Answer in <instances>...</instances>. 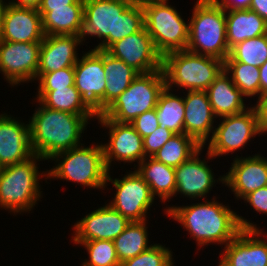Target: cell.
Wrapping results in <instances>:
<instances>
[{
  "label": "cell",
  "mask_w": 267,
  "mask_h": 266,
  "mask_svg": "<svg viewBox=\"0 0 267 266\" xmlns=\"http://www.w3.org/2000/svg\"><path fill=\"white\" fill-rule=\"evenodd\" d=\"M205 201L183 207L171 206L165 211L167 216L184 226L198 246L215 242L227 245L242 229L258 230L255 224L243 219L228 206L214 199L212 202Z\"/></svg>",
  "instance_id": "cell-1"
},
{
  "label": "cell",
  "mask_w": 267,
  "mask_h": 266,
  "mask_svg": "<svg viewBox=\"0 0 267 266\" xmlns=\"http://www.w3.org/2000/svg\"><path fill=\"white\" fill-rule=\"evenodd\" d=\"M144 27L141 2L133 0H84L82 41L86 35L102 38L94 49L107 50L113 43Z\"/></svg>",
  "instance_id": "cell-2"
},
{
  "label": "cell",
  "mask_w": 267,
  "mask_h": 266,
  "mask_svg": "<svg viewBox=\"0 0 267 266\" xmlns=\"http://www.w3.org/2000/svg\"><path fill=\"white\" fill-rule=\"evenodd\" d=\"M96 116L58 111L41 104L29 121L33 154L48 160L56 153L80 146L89 118Z\"/></svg>",
  "instance_id": "cell-3"
},
{
  "label": "cell",
  "mask_w": 267,
  "mask_h": 266,
  "mask_svg": "<svg viewBox=\"0 0 267 266\" xmlns=\"http://www.w3.org/2000/svg\"><path fill=\"white\" fill-rule=\"evenodd\" d=\"M193 8L186 50L224 61L230 52L226 39V10L213 0H197Z\"/></svg>",
  "instance_id": "cell-4"
},
{
  "label": "cell",
  "mask_w": 267,
  "mask_h": 266,
  "mask_svg": "<svg viewBox=\"0 0 267 266\" xmlns=\"http://www.w3.org/2000/svg\"><path fill=\"white\" fill-rule=\"evenodd\" d=\"M223 70L224 61L188 50L162 57V71L169 90L174 84L187 91H206Z\"/></svg>",
  "instance_id": "cell-5"
},
{
  "label": "cell",
  "mask_w": 267,
  "mask_h": 266,
  "mask_svg": "<svg viewBox=\"0 0 267 266\" xmlns=\"http://www.w3.org/2000/svg\"><path fill=\"white\" fill-rule=\"evenodd\" d=\"M60 158L63 160L42 176L65 179L90 188H105L109 170L105 164L102 144L92 147H82L81 144L56 153L50 159L58 161Z\"/></svg>",
  "instance_id": "cell-6"
},
{
  "label": "cell",
  "mask_w": 267,
  "mask_h": 266,
  "mask_svg": "<svg viewBox=\"0 0 267 266\" xmlns=\"http://www.w3.org/2000/svg\"><path fill=\"white\" fill-rule=\"evenodd\" d=\"M168 0H142L144 27L151 36L158 53L186 50L189 41V24Z\"/></svg>",
  "instance_id": "cell-7"
},
{
  "label": "cell",
  "mask_w": 267,
  "mask_h": 266,
  "mask_svg": "<svg viewBox=\"0 0 267 266\" xmlns=\"http://www.w3.org/2000/svg\"><path fill=\"white\" fill-rule=\"evenodd\" d=\"M44 160L33 155L28 160L5 166L0 175V207L15 212H27L41 197L39 171L36 161Z\"/></svg>",
  "instance_id": "cell-8"
},
{
  "label": "cell",
  "mask_w": 267,
  "mask_h": 266,
  "mask_svg": "<svg viewBox=\"0 0 267 266\" xmlns=\"http://www.w3.org/2000/svg\"><path fill=\"white\" fill-rule=\"evenodd\" d=\"M165 87L162 69L140 73L102 115L120 123H131L138 115L156 108Z\"/></svg>",
  "instance_id": "cell-9"
},
{
  "label": "cell",
  "mask_w": 267,
  "mask_h": 266,
  "mask_svg": "<svg viewBox=\"0 0 267 266\" xmlns=\"http://www.w3.org/2000/svg\"><path fill=\"white\" fill-rule=\"evenodd\" d=\"M265 132L256 106L242 113L223 117L209 141L208 158L243 148L252 137Z\"/></svg>",
  "instance_id": "cell-10"
},
{
  "label": "cell",
  "mask_w": 267,
  "mask_h": 266,
  "mask_svg": "<svg viewBox=\"0 0 267 266\" xmlns=\"http://www.w3.org/2000/svg\"><path fill=\"white\" fill-rule=\"evenodd\" d=\"M111 181L115 186L116 195L109 205L126 217L130 222H142L146 220V213L152 203L154 196L149 185L136 172L131 171L122 180L112 179L108 172L107 182Z\"/></svg>",
  "instance_id": "cell-11"
},
{
  "label": "cell",
  "mask_w": 267,
  "mask_h": 266,
  "mask_svg": "<svg viewBox=\"0 0 267 266\" xmlns=\"http://www.w3.org/2000/svg\"><path fill=\"white\" fill-rule=\"evenodd\" d=\"M74 85L85 103L97 114L105 111L106 73L103 50L92 49L78 59L74 66Z\"/></svg>",
  "instance_id": "cell-12"
},
{
  "label": "cell",
  "mask_w": 267,
  "mask_h": 266,
  "mask_svg": "<svg viewBox=\"0 0 267 266\" xmlns=\"http://www.w3.org/2000/svg\"><path fill=\"white\" fill-rule=\"evenodd\" d=\"M41 43L0 40V72L12 86L36 80Z\"/></svg>",
  "instance_id": "cell-13"
},
{
  "label": "cell",
  "mask_w": 267,
  "mask_h": 266,
  "mask_svg": "<svg viewBox=\"0 0 267 266\" xmlns=\"http://www.w3.org/2000/svg\"><path fill=\"white\" fill-rule=\"evenodd\" d=\"M102 127L109 128L110 142L102 144L105 164L110 171L112 160L132 163L139 161L138 164L145 158L143 149V138L136 132L130 123H120L102 114L97 115Z\"/></svg>",
  "instance_id": "cell-14"
},
{
  "label": "cell",
  "mask_w": 267,
  "mask_h": 266,
  "mask_svg": "<svg viewBox=\"0 0 267 266\" xmlns=\"http://www.w3.org/2000/svg\"><path fill=\"white\" fill-rule=\"evenodd\" d=\"M106 51L139 73L162 69V56L156 50L145 27L137 33L113 43Z\"/></svg>",
  "instance_id": "cell-15"
},
{
  "label": "cell",
  "mask_w": 267,
  "mask_h": 266,
  "mask_svg": "<svg viewBox=\"0 0 267 266\" xmlns=\"http://www.w3.org/2000/svg\"><path fill=\"white\" fill-rule=\"evenodd\" d=\"M131 222L109 204L100 207L74 224V243L111 240L118 237Z\"/></svg>",
  "instance_id": "cell-16"
},
{
  "label": "cell",
  "mask_w": 267,
  "mask_h": 266,
  "mask_svg": "<svg viewBox=\"0 0 267 266\" xmlns=\"http://www.w3.org/2000/svg\"><path fill=\"white\" fill-rule=\"evenodd\" d=\"M45 37L38 9L8 3L2 20L0 40L8 42H42Z\"/></svg>",
  "instance_id": "cell-17"
},
{
  "label": "cell",
  "mask_w": 267,
  "mask_h": 266,
  "mask_svg": "<svg viewBox=\"0 0 267 266\" xmlns=\"http://www.w3.org/2000/svg\"><path fill=\"white\" fill-rule=\"evenodd\" d=\"M233 161L228 174L218 180L230 187L237 199L267 186V158L258 154Z\"/></svg>",
  "instance_id": "cell-18"
},
{
  "label": "cell",
  "mask_w": 267,
  "mask_h": 266,
  "mask_svg": "<svg viewBox=\"0 0 267 266\" xmlns=\"http://www.w3.org/2000/svg\"><path fill=\"white\" fill-rule=\"evenodd\" d=\"M262 231L242 229L224 246L218 266H267V240L259 238Z\"/></svg>",
  "instance_id": "cell-19"
},
{
  "label": "cell",
  "mask_w": 267,
  "mask_h": 266,
  "mask_svg": "<svg viewBox=\"0 0 267 266\" xmlns=\"http://www.w3.org/2000/svg\"><path fill=\"white\" fill-rule=\"evenodd\" d=\"M34 154L30 144L29 124H22L7 114L0 115V163L3 167L24 162Z\"/></svg>",
  "instance_id": "cell-20"
},
{
  "label": "cell",
  "mask_w": 267,
  "mask_h": 266,
  "mask_svg": "<svg viewBox=\"0 0 267 266\" xmlns=\"http://www.w3.org/2000/svg\"><path fill=\"white\" fill-rule=\"evenodd\" d=\"M82 42V37L77 35L45 36L40 46L37 73L74 67L79 59L76 47Z\"/></svg>",
  "instance_id": "cell-21"
},
{
  "label": "cell",
  "mask_w": 267,
  "mask_h": 266,
  "mask_svg": "<svg viewBox=\"0 0 267 266\" xmlns=\"http://www.w3.org/2000/svg\"><path fill=\"white\" fill-rule=\"evenodd\" d=\"M185 117L184 133L192 137L200 146L204 147L212 130L214 118L211 104L206 91H188L183 98Z\"/></svg>",
  "instance_id": "cell-22"
},
{
  "label": "cell",
  "mask_w": 267,
  "mask_h": 266,
  "mask_svg": "<svg viewBox=\"0 0 267 266\" xmlns=\"http://www.w3.org/2000/svg\"><path fill=\"white\" fill-rule=\"evenodd\" d=\"M202 149L175 168V194L179 192L192 199L202 198L214 186L212 170L205 160L198 157Z\"/></svg>",
  "instance_id": "cell-23"
},
{
  "label": "cell",
  "mask_w": 267,
  "mask_h": 266,
  "mask_svg": "<svg viewBox=\"0 0 267 266\" xmlns=\"http://www.w3.org/2000/svg\"><path fill=\"white\" fill-rule=\"evenodd\" d=\"M216 117H226L244 112L246 108L242 92L224 70L206 90Z\"/></svg>",
  "instance_id": "cell-24"
},
{
  "label": "cell",
  "mask_w": 267,
  "mask_h": 266,
  "mask_svg": "<svg viewBox=\"0 0 267 266\" xmlns=\"http://www.w3.org/2000/svg\"><path fill=\"white\" fill-rule=\"evenodd\" d=\"M264 34H267V22L256 12L249 9L226 10V39L229 50L240 42Z\"/></svg>",
  "instance_id": "cell-25"
},
{
  "label": "cell",
  "mask_w": 267,
  "mask_h": 266,
  "mask_svg": "<svg viewBox=\"0 0 267 266\" xmlns=\"http://www.w3.org/2000/svg\"><path fill=\"white\" fill-rule=\"evenodd\" d=\"M84 4H72L67 7L52 8L42 17L45 36L77 35L83 31Z\"/></svg>",
  "instance_id": "cell-26"
},
{
  "label": "cell",
  "mask_w": 267,
  "mask_h": 266,
  "mask_svg": "<svg viewBox=\"0 0 267 266\" xmlns=\"http://www.w3.org/2000/svg\"><path fill=\"white\" fill-rule=\"evenodd\" d=\"M147 160V162H146ZM136 172L149 185L152 195L161 198L162 202L175 196V168L145 157Z\"/></svg>",
  "instance_id": "cell-27"
},
{
  "label": "cell",
  "mask_w": 267,
  "mask_h": 266,
  "mask_svg": "<svg viewBox=\"0 0 267 266\" xmlns=\"http://www.w3.org/2000/svg\"><path fill=\"white\" fill-rule=\"evenodd\" d=\"M103 66L107 82L105 86L106 110L140 73L106 50H103Z\"/></svg>",
  "instance_id": "cell-28"
},
{
  "label": "cell",
  "mask_w": 267,
  "mask_h": 266,
  "mask_svg": "<svg viewBox=\"0 0 267 266\" xmlns=\"http://www.w3.org/2000/svg\"><path fill=\"white\" fill-rule=\"evenodd\" d=\"M37 101L43 106L77 115H97L82 99L75 85L54 91H38Z\"/></svg>",
  "instance_id": "cell-29"
},
{
  "label": "cell",
  "mask_w": 267,
  "mask_h": 266,
  "mask_svg": "<svg viewBox=\"0 0 267 266\" xmlns=\"http://www.w3.org/2000/svg\"><path fill=\"white\" fill-rule=\"evenodd\" d=\"M116 254L120 263L131 259L149 249L146 221L131 222L114 240Z\"/></svg>",
  "instance_id": "cell-30"
},
{
  "label": "cell",
  "mask_w": 267,
  "mask_h": 266,
  "mask_svg": "<svg viewBox=\"0 0 267 266\" xmlns=\"http://www.w3.org/2000/svg\"><path fill=\"white\" fill-rule=\"evenodd\" d=\"M165 87L156 105L159 126L175 134L184 133L185 108L183 98L175 96Z\"/></svg>",
  "instance_id": "cell-31"
},
{
  "label": "cell",
  "mask_w": 267,
  "mask_h": 266,
  "mask_svg": "<svg viewBox=\"0 0 267 266\" xmlns=\"http://www.w3.org/2000/svg\"><path fill=\"white\" fill-rule=\"evenodd\" d=\"M201 147L192 137L185 133L174 134L152 158L176 168L187 161Z\"/></svg>",
  "instance_id": "cell-32"
},
{
  "label": "cell",
  "mask_w": 267,
  "mask_h": 266,
  "mask_svg": "<svg viewBox=\"0 0 267 266\" xmlns=\"http://www.w3.org/2000/svg\"><path fill=\"white\" fill-rule=\"evenodd\" d=\"M267 61V34L247 39L230 49L224 62H241L260 67Z\"/></svg>",
  "instance_id": "cell-33"
},
{
  "label": "cell",
  "mask_w": 267,
  "mask_h": 266,
  "mask_svg": "<svg viewBox=\"0 0 267 266\" xmlns=\"http://www.w3.org/2000/svg\"><path fill=\"white\" fill-rule=\"evenodd\" d=\"M224 71L230 73L231 79L244 96H258L260 99V70L241 62H224Z\"/></svg>",
  "instance_id": "cell-34"
},
{
  "label": "cell",
  "mask_w": 267,
  "mask_h": 266,
  "mask_svg": "<svg viewBox=\"0 0 267 266\" xmlns=\"http://www.w3.org/2000/svg\"><path fill=\"white\" fill-rule=\"evenodd\" d=\"M76 244L83 245L89 254V260L83 262L82 266H121L111 240H91Z\"/></svg>",
  "instance_id": "cell-35"
},
{
  "label": "cell",
  "mask_w": 267,
  "mask_h": 266,
  "mask_svg": "<svg viewBox=\"0 0 267 266\" xmlns=\"http://www.w3.org/2000/svg\"><path fill=\"white\" fill-rule=\"evenodd\" d=\"M172 252L160 244H154L141 254L121 263V266H174Z\"/></svg>",
  "instance_id": "cell-36"
},
{
  "label": "cell",
  "mask_w": 267,
  "mask_h": 266,
  "mask_svg": "<svg viewBox=\"0 0 267 266\" xmlns=\"http://www.w3.org/2000/svg\"><path fill=\"white\" fill-rule=\"evenodd\" d=\"M39 80V91H54L74 85L75 72L74 67H66L50 73H37Z\"/></svg>",
  "instance_id": "cell-37"
},
{
  "label": "cell",
  "mask_w": 267,
  "mask_h": 266,
  "mask_svg": "<svg viewBox=\"0 0 267 266\" xmlns=\"http://www.w3.org/2000/svg\"><path fill=\"white\" fill-rule=\"evenodd\" d=\"M175 133L167 128L158 127L152 134L143 138L145 157L154 156Z\"/></svg>",
  "instance_id": "cell-38"
},
{
  "label": "cell",
  "mask_w": 267,
  "mask_h": 266,
  "mask_svg": "<svg viewBox=\"0 0 267 266\" xmlns=\"http://www.w3.org/2000/svg\"><path fill=\"white\" fill-rule=\"evenodd\" d=\"M130 124L142 138L149 136L159 127L156 109L138 115Z\"/></svg>",
  "instance_id": "cell-39"
},
{
  "label": "cell",
  "mask_w": 267,
  "mask_h": 266,
  "mask_svg": "<svg viewBox=\"0 0 267 266\" xmlns=\"http://www.w3.org/2000/svg\"><path fill=\"white\" fill-rule=\"evenodd\" d=\"M243 200L249 202L257 213L267 214V186L254 190L246 195Z\"/></svg>",
  "instance_id": "cell-40"
},
{
  "label": "cell",
  "mask_w": 267,
  "mask_h": 266,
  "mask_svg": "<svg viewBox=\"0 0 267 266\" xmlns=\"http://www.w3.org/2000/svg\"><path fill=\"white\" fill-rule=\"evenodd\" d=\"M72 4H84V0H41L38 12L43 17L52 8L67 7Z\"/></svg>",
  "instance_id": "cell-41"
},
{
  "label": "cell",
  "mask_w": 267,
  "mask_h": 266,
  "mask_svg": "<svg viewBox=\"0 0 267 266\" xmlns=\"http://www.w3.org/2000/svg\"><path fill=\"white\" fill-rule=\"evenodd\" d=\"M225 10H248L251 0H213Z\"/></svg>",
  "instance_id": "cell-42"
},
{
  "label": "cell",
  "mask_w": 267,
  "mask_h": 266,
  "mask_svg": "<svg viewBox=\"0 0 267 266\" xmlns=\"http://www.w3.org/2000/svg\"><path fill=\"white\" fill-rule=\"evenodd\" d=\"M256 107L260 115L263 128L267 132V92L262 94L261 98L257 101Z\"/></svg>",
  "instance_id": "cell-43"
},
{
  "label": "cell",
  "mask_w": 267,
  "mask_h": 266,
  "mask_svg": "<svg viewBox=\"0 0 267 266\" xmlns=\"http://www.w3.org/2000/svg\"><path fill=\"white\" fill-rule=\"evenodd\" d=\"M249 10L256 12L267 22V0H251Z\"/></svg>",
  "instance_id": "cell-44"
},
{
  "label": "cell",
  "mask_w": 267,
  "mask_h": 266,
  "mask_svg": "<svg viewBox=\"0 0 267 266\" xmlns=\"http://www.w3.org/2000/svg\"><path fill=\"white\" fill-rule=\"evenodd\" d=\"M260 70V98L267 92V61L259 67Z\"/></svg>",
  "instance_id": "cell-45"
},
{
  "label": "cell",
  "mask_w": 267,
  "mask_h": 266,
  "mask_svg": "<svg viewBox=\"0 0 267 266\" xmlns=\"http://www.w3.org/2000/svg\"><path fill=\"white\" fill-rule=\"evenodd\" d=\"M11 4L18 7L34 8L38 9L41 3V0H18V2L13 1Z\"/></svg>",
  "instance_id": "cell-46"
},
{
  "label": "cell",
  "mask_w": 267,
  "mask_h": 266,
  "mask_svg": "<svg viewBox=\"0 0 267 266\" xmlns=\"http://www.w3.org/2000/svg\"><path fill=\"white\" fill-rule=\"evenodd\" d=\"M6 6L7 4L5 5L3 0H0V31L2 27L3 14H4Z\"/></svg>",
  "instance_id": "cell-47"
},
{
  "label": "cell",
  "mask_w": 267,
  "mask_h": 266,
  "mask_svg": "<svg viewBox=\"0 0 267 266\" xmlns=\"http://www.w3.org/2000/svg\"><path fill=\"white\" fill-rule=\"evenodd\" d=\"M3 166H2V164L0 163V175H1V173H2V170H3Z\"/></svg>",
  "instance_id": "cell-48"
}]
</instances>
